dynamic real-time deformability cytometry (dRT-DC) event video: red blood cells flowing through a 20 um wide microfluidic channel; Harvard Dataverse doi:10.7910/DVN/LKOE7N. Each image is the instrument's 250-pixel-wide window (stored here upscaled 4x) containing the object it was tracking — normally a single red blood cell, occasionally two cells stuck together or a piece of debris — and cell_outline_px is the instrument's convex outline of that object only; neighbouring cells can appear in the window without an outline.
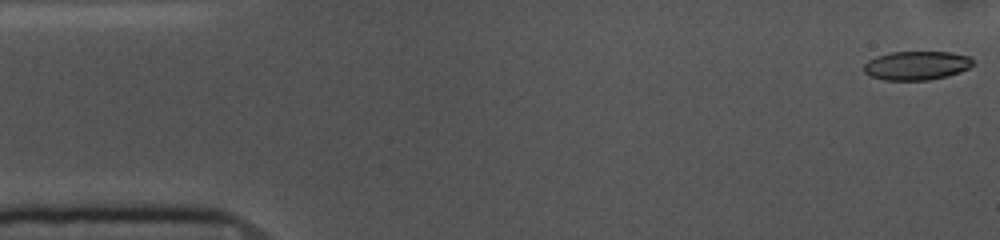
{"species": "common noctule bat (a hibernating species)", "species_latin": "Nyctalus noctula", "temperature_condition": "cold", "stored_images_in_passage": 54, "camera_frame_rate_fps": 3000, "um_per_image_px": 0.085, "animal": {"sex": "female", "body_mass_g": 10.0, "forearm_length_mm": 53.1}, "frame": {"image": 1, "passage_image": 1, "time_ms": 0.0, "image_size_px": [1000, 240], "cell_outline_px": [[972, 64], [968, 68], [960, 72], [928, 80], [884, 80], [872, 76], [864, 72], [864, 64], [868, 60], [876, 56], [892, 52], [952, 52], [968, 56], [972, 60]], "centroid_in_image_um": [77.88, 5.56], "position_along_channel_um": 7.1, "area_um2": 18.15}}
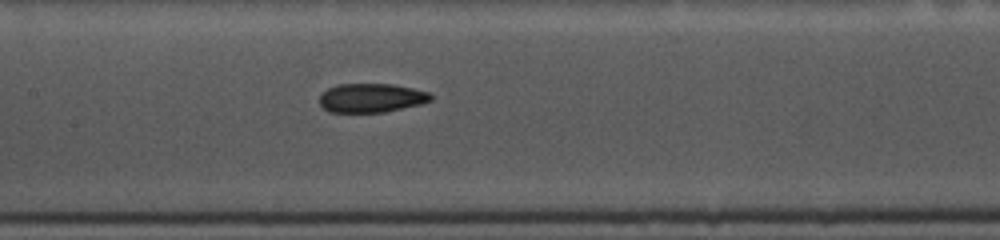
{"frame": {"image": 2, "passage_image": 24, "time_ms": 7.667, "image_size_px": [1000, 240], "cell_outline_px": [[432, 100], [420, 104], [384, 112], [328, 112], [320, 104], [320, 96], [328, 88], [336, 84], [392, 84], [412, 88], [428, 92], [432, 96]], "centroid_in_image_um": [31.55, 8.32], "position_along_channel_um": 175.9, "area_um2": 18.67}}
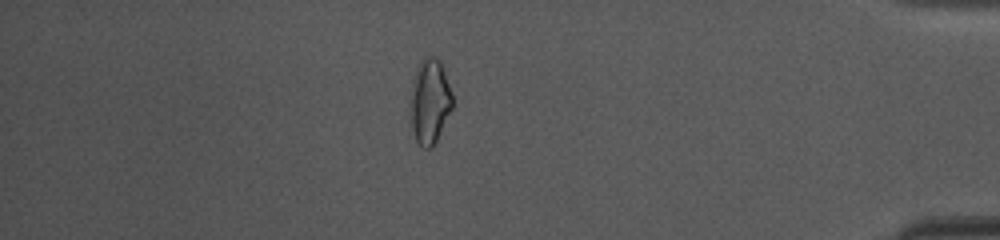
{"frame": {"image": 3, "passage_image": 46, "time_ms": 15.0, "image_size_px": [1000, 240], "cell_outline_px": [[452, 108], [432, 148], [424, 148], [416, 140], [412, 128], [412, 80], [416, 68], [420, 60], [424, 56], [432, 56], [440, 60], [452, 96]], "centroid_in_image_um": [36.53, 8.58], "position_along_channel_um": 398.7, "area_um2": 20.23}, "authors_computed_cell_mechanics": {"area_um2": 19.4497, "velocity_mm_per_s": 3.6437, "shape_relaxation_time_tau1_ms": null, "shape_relaxation_time_tau2_ms": 4.5968, "deformation_change_tau1": null, "deformation_change_tau2": 0.1084}}